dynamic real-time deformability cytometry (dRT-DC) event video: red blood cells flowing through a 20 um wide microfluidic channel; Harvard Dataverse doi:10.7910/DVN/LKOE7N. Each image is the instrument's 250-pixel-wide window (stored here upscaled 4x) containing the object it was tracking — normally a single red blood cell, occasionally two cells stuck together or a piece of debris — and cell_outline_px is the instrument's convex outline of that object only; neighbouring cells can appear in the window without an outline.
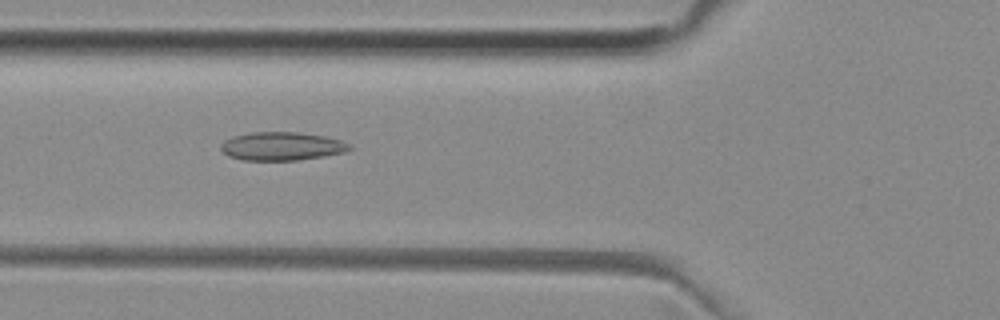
{"species": "common noctule bat (a hibernating species)", "species_latin": "Nyctalus noctula", "temperature_condition": "room temperature", "stored_images_in_passage": 42, "camera_frame_rate_fps": 3000, "um_per_image_px": 0.085, "animal": {"sex": "female", "body_mass_g": 29.2, "forearm_length_mm": 56.3}, "frame": {"image": 1, "passage_image": 17, "time_ms": 5.333, "image_size_px": [1000, 320], "cell_outline_px": [[352, 148], [344, 152], [324, 156], [296, 160], [244, 160], [228, 156], [220, 148], [220, 144], [224, 140], [232, 136], [252, 132], [300, 132], [324, 136], [340, 140], [348, 144]], "centroid_in_image_um": [23.91, 12.42], "position_along_channel_um": 101.9, "area_um2": 21.21}}
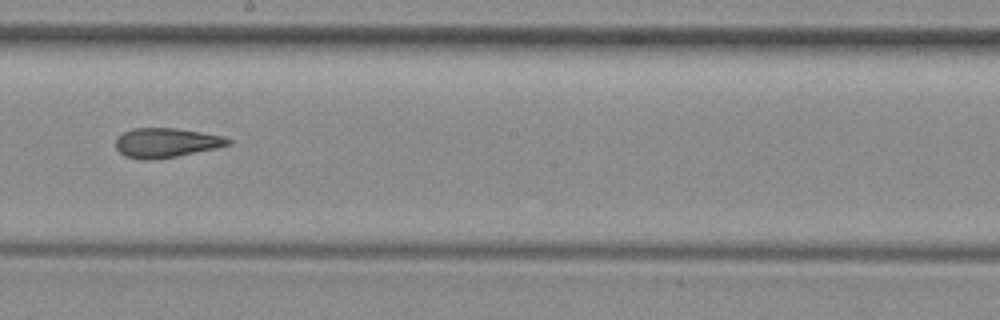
{"frame": {"image": 2, "passage_image": 27, "time_ms": 8.667, "image_size_px": [1000, 320], "cell_outline_px": [[232, 144], [216, 148], [176, 156], [148, 160], [144, 160], [124, 156], [116, 148], [116, 136], [132, 128], [176, 128], [224, 136], [232, 140]], "centroid_in_image_um": [14.11, 12.13], "position_along_channel_um": 234.1, "area_um2": 19.31}}
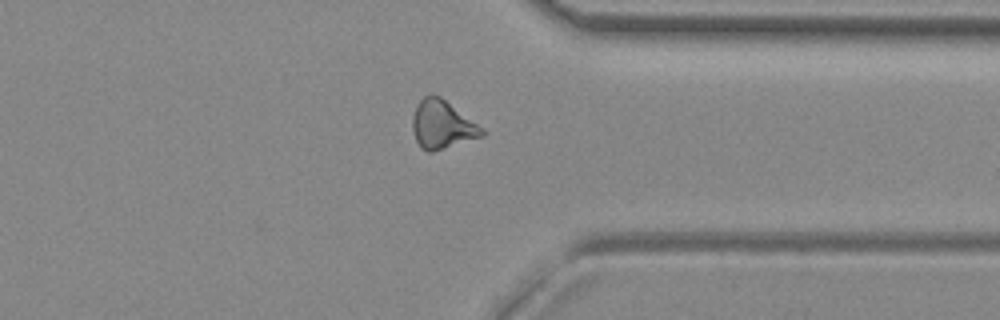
{"frame": {"image": 3, "passage_image": 38, "time_ms": 12.333, "image_size_px": [1000, 320], "cell_outline_px": [[484, 136], [432, 152], [428, 152], [420, 148], [416, 140], [412, 128], [412, 116], [420, 100], [424, 96], [432, 92], [440, 96], [484, 128]], "centroid_in_image_um": [37.58, 10.59], "position_along_channel_um": 373.8, "area_um2": 19.65}, "authors_computed_cell_mechanics": {"area_um2": 19.7098, "velocity_mm_per_s": 3.943, "shape_relaxation_time_tau1_ms": null, "shape_relaxation_time_tau2_ms": 2.6563, "deformation_change_tau1": null, "deformation_change_tau2": 0.0952}}